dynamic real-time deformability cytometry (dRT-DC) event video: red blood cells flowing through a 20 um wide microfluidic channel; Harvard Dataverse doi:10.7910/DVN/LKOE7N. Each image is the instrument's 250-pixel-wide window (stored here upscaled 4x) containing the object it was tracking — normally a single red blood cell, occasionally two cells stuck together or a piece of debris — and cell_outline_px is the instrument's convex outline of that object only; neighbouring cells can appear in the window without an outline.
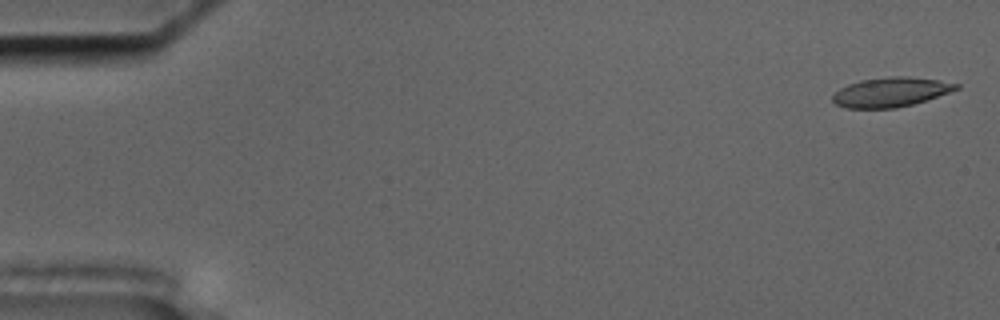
{"species": "common noctule bat (a hibernating species)", "species_latin": "Nyctalus noctula", "temperature_condition": "cold", "stored_images_in_passage": 56, "camera_frame_rate_fps": 3000, "um_per_image_px": 0.085, "animal": {"sex": "male", "body_mass_g": 17.5, "forearm_length_mm": 52.3}, "frame": {"image": 1, "passage_image": 2, "time_ms": 0.333, "image_size_px": [1000, 320], "cell_outline_px": [[960, 88], [912, 104], [896, 108], [848, 108], [836, 104], [832, 100], [832, 96], [840, 88], [848, 84], [860, 80], [888, 76], [908, 76], [936, 80], [960, 84]], "centroid_in_image_um": [75.68, 7.82], "position_along_channel_um": 9.3, "area_um2": 20.98}}
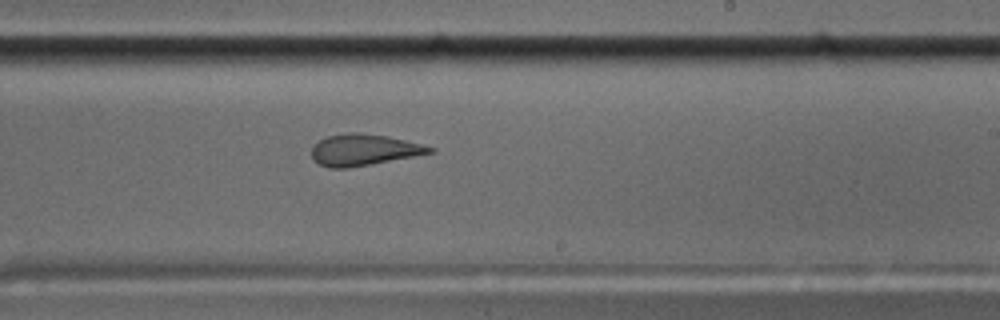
{"frame": {"image": 2, "passage_image": 34, "time_ms": 11.0, "image_size_px": [1000, 320], "cell_outline_px": [[436, 152], [372, 164], [348, 168], [328, 168], [312, 160], [312, 148], [320, 140], [328, 136], [348, 132], [356, 132], [388, 136], [436, 148]], "centroid_in_image_um": [30.93, 12.74], "position_along_channel_um": 258.1, "area_um2": 21.56}}
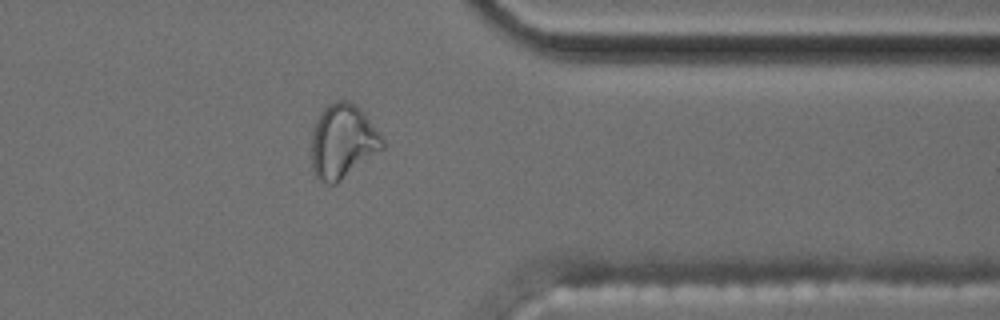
{"frame": {"image": 3, "passage_image": 45, "time_ms": 14.667, "image_size_px": [1000, 320], "cell_outline_px": [[384, 148], [336, 184], [324, 184], [316, 176], [312, 168], [312, 132], [320, 112], [328, 104], [336, 100], [344, 100], [360, 108], [364, 112], [384, 136]], "centroid_in_image_um": [29.15, 12.02], "position_along_channel_um": 382.2, "area_um2": 30.81}, "authors_computed_cell_mechanics": {"area_um2": 22.1663, "velocity_mm_per_s": 3.6235, "shape_relaxation_time_tau1_ms": null, "shape_relaxation_time_tau2_ms": 1.6802, "deformation_change_tau1": null, "deformation_change_tau2": 0.0799}}